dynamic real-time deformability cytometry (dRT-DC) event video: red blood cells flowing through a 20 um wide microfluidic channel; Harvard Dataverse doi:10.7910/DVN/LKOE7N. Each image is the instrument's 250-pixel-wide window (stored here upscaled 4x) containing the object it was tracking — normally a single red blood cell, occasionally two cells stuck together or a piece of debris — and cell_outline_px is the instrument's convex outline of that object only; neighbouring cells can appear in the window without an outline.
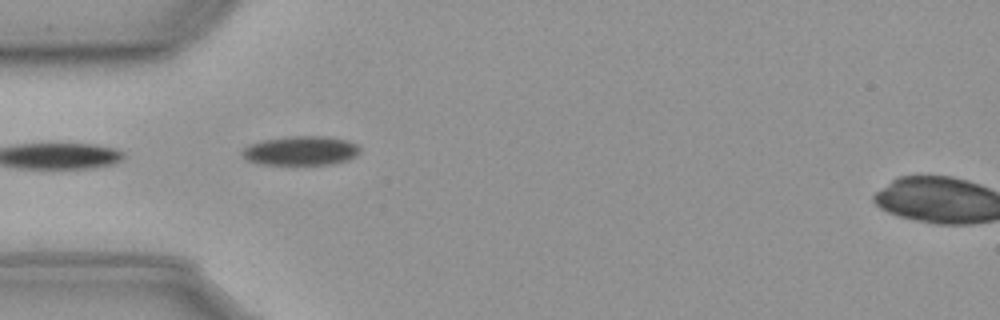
{"species": "common noctule bat (a hibernating species)", "species_latin": "Nyctalus noctula", "temperature_condition": "cold", "stored_images_in_passage": 11, "camera_frame_rate_fps": 3000, "um_per_image_px": 0.085, "animal": {"sex": "male", "body_mass_g": 23.1, "forearm_length_mm": 52.7}, "frame": {"image": 1, "passage_image": 1, "time_ms": 0.0, "image_size_px": [1000, 320], "cell_outline_px": [[360, 152], [356, 156], [348, 160], [332, 164], [256, 164], [240, 156], [240, 152], [244, 148], [252, 144], [264, 140], [296, 136], [324, 136], [348, 140], [356, 144], [360, 148]], "centroid_in_image_um": [25.58, 12.82], "position_along_channel_um": 59.4, "area_um2": 20.0}}